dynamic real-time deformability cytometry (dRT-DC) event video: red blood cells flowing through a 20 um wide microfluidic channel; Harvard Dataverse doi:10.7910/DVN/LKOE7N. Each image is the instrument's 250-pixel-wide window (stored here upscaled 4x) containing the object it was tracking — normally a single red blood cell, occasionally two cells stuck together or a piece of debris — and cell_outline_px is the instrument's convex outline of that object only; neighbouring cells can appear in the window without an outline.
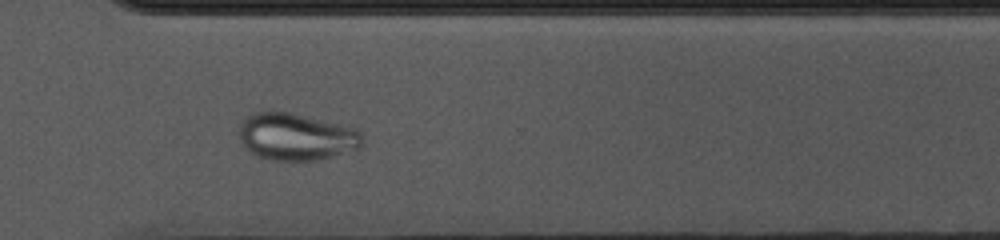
{"species": "common noctule bat (a hibernating species)", "species_latin": "Nyctalus noctula", "temperature_condition": "cold", "stored_images_in_passage": 53, "camera_frame_rate_fps": 3000, "um_per_image_px": 0.085, "animal": {"sex": "female", "body_mass_g": 10.0, "forearm_length_mm": 53.1}, "frame": {"image": 1, "passage_image": 38, "time_ms": 12.333, "image_size_px": [1000, 240], "cell_outline_px": [[364, 144], [360, 148], [312, 160], [276, 160], [260, 156], [252, 152], [240, 140], [240, 124], [248, 116], [256, 112], [288, 112], [356, 128], [364, 136]], "centroid_in_image_um": [25.22, 11.61], "position_along_channel_um": 345.4, "area_um2": 33.06}}